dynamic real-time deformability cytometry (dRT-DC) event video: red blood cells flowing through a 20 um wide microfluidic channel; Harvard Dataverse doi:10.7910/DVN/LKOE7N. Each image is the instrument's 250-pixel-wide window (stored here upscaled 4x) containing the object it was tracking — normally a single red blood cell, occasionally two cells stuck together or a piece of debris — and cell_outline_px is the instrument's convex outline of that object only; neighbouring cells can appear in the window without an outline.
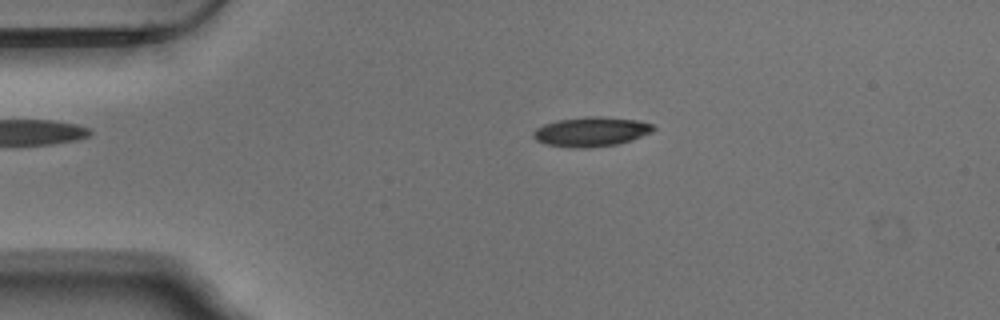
{"species": "Egyptian fruit bat (a non-hibernating species)", "species_latin": "Rousettus aegyptiacus", "temperature_condition": "warm", "stored_images_in_passage": 53, "camera_frame_rate_fps": 3000, "um_per_image_px": 0.085, "animal": {"sex": "male"}, "frame": {"image": 1, "passage_image": 11, "time_ms": 3.333, "image_size_px": [1000, 320], "cell_outline_px": [[656, 128], [652, 132], [616, 144], [584, 148], [572, 148], [548, 144], [536, 140], [532, 136], [532, 132], [536, 128], [544, 124], [560, 120], [584, 116], [600, 116], [636, 120], [652, 124]], "centroid_in_image_um": [50.22, 11.18], "position_along_channel_um": 34.8, "area_um2": 20.4}}
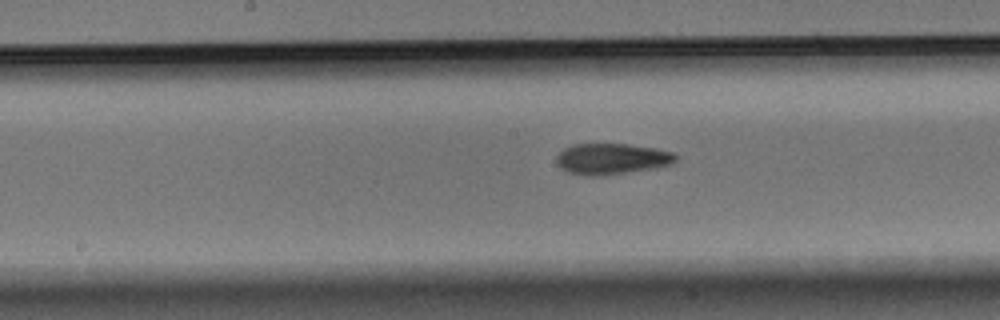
{"frame": {"image": 2, "passage_image": 27, "time_ms": 8.667, "image_size_px": [1000, 320], "cell_outline_px": [[676, 160], [672, 164], [656, 168], [600, 176], [584, 176], [568, 172], [560, 168], [556, 164], [556, 156], [564, 148], [572, 144], [628, 144], [652, 148], [672, 152], [676, 156]], "centroid_in_image_um": [51.95, 13.51], "position_along_channel_um": 196.3, "area_um2": 21.62}}
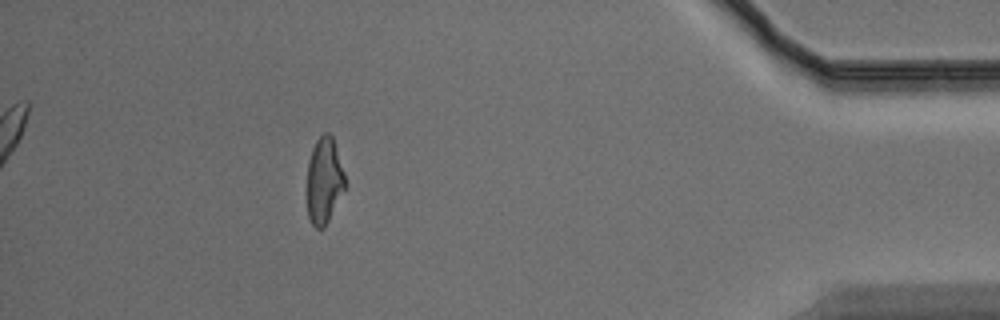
{"frame": {"image": 3, "passage_image": 48, "time_ms": 15.667, "image_size_px": [1000, 320], "cell_outline_px": [[344, 188], [324, 228], [316, 228], [312, 224], [308, 216], [308, 160], [312, 148], [316, 140], [324, 132], [328, 132], [332, 136], [344, 172]], "centroid_in_image_um": [27.54, 15.32], "position_along_channel_um": 407.7, "area_um2": 18.61}, "authors_computed_cell_mechanics": {"area_um2": 20.4034, "velocity_mm_per_s": 3.7461, "shape_relaxation_time_tau1_ms": 3.6785, "shape_relaxation_time_tau2_ms": 2.5813, "deformation_change_tau1": 0.1601, "deformation_change_tau2": 0.1121}}